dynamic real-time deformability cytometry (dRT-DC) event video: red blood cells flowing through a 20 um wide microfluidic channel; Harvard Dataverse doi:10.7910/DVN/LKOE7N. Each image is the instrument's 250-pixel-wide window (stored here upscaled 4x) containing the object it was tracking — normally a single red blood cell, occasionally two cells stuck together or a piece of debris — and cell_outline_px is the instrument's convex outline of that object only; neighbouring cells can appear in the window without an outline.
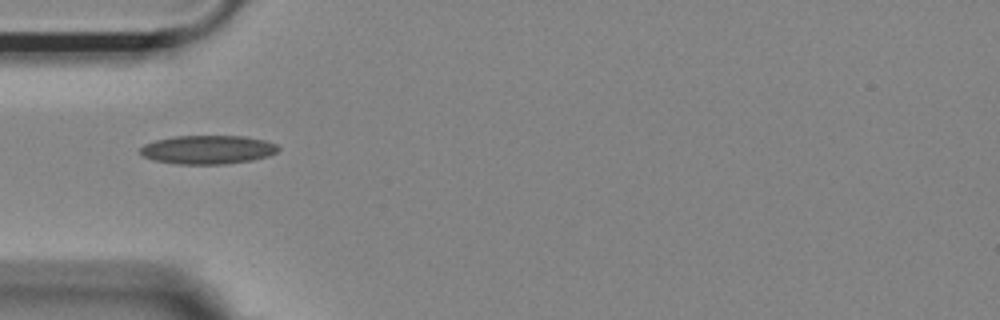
{"species": "Egyptian fruit bat (a non-hibernating species)", "species_latin": "Rousettus aegyptiacus", "temperature_condition": "room temperature", "stored_images_in_passage": 10, "camera_frame_rate_fps": 3000, "um_per_image_px": 0.085, "animal": {"sex": "female"}, "frame": {"image": 1, "passage_image": 1, "time_ms": 0.0, "image_size_px": [1000, 320], "cell_outline_px": [[280, 148], [276, 152], [268, 156], [252, 160], [224, 164], [176, 164], [152, 160], [144, 156], [140, 152], [140, 148], [144, 144], [156, 140], [176, 136], [244, 136], [264, 140], [276, 144]], "centroid_in_image_um": [17.65, 12.72], "position_along_channel_um": 67.3, "area_um2": 23.06}}
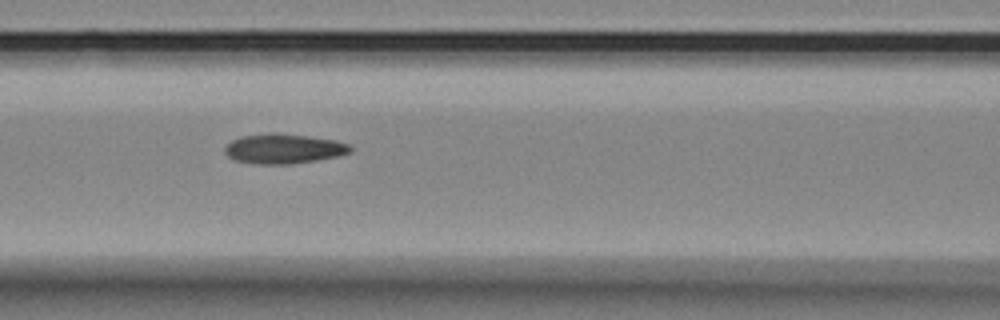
{"frame": {"image": 2, "passage_image": 7, "time_ms": 2.0, "image_size_px": [1000, 320], "cell_outline_px": [[352, 152], [340, 156], [292, 164], [252, 164], [232, 160], [224, 152], [224, 148], [232, 140], [240, 136], [272, 132], [276, 132], [308, 136], [336, 140], [348, 144], [352, 148]], "centroid_in_image_um": [24.09, 12.64], "position_along_channel_um": 142.5, "area_um2": 22.14}}
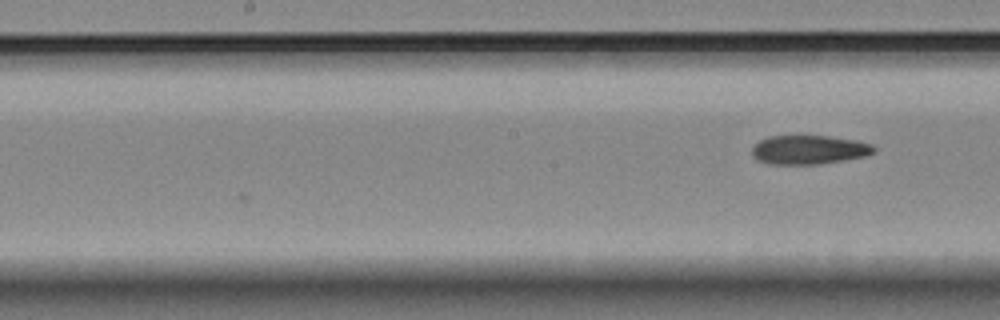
{"frame": {"image": 3, "passage_image": 10, "time_ms": 3.0, "image_size_px": [1000, 320], "cell_outline_px": [[876, 152], [864, 156], [844, 160], [820, 164], [768, 164], [756, 160], [752, 156], [752, 148], [760, 140], [768, 136], [828, 136], [856, 140], [872, 144], [876, 148]], "centroid_in_image_um": [68.76, 12.73], "position_along_channel_um": 179.4, "area_um2": 20.69}}